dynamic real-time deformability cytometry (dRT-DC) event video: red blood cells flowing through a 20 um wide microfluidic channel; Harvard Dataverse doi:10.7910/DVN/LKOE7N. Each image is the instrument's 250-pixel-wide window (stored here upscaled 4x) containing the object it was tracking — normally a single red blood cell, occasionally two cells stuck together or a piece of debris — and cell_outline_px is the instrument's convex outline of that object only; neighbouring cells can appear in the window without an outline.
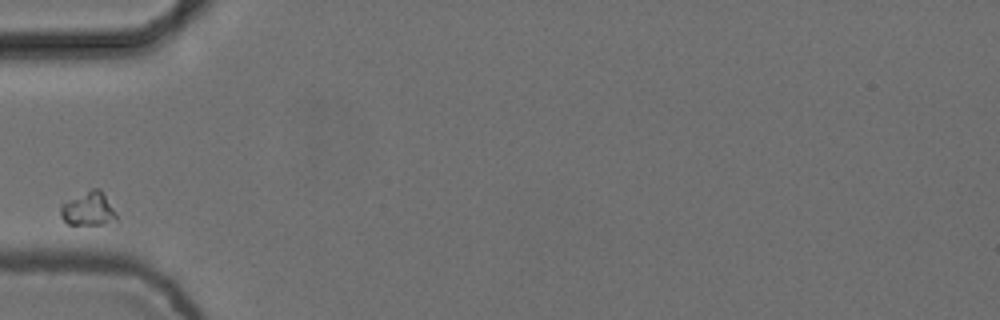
{"species": "common noctule bat (a hibernating species)", "species_latin": "Nyctalus noctula", "temperature_condition": "cold", "stored_images_in_passage": 6, "camera_frame_rate_fps": 3000, "um_per_image_px": 0.085, "animal": {"sex": "female", "body_mass_g": 24.6, "forearm_length_mm": 56.2}, "frame": {"image": 1, "passage_image": 1, "time_ms": 0.0, "image_size_px": [1000, 320], "cell_outline_px": [[116, 220], [104, 224], [68, 224], [60, 216], [60, 204], [92, 188], [100, 188], [116, 212]], "centroid_in_image_um": [7.5, 17.75], "position_along_channel_um": 77.5, "area_um2": 10.92}}
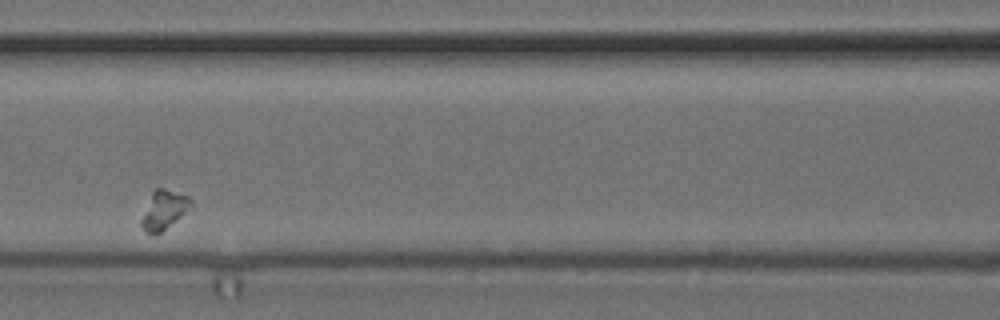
{"frame": {"image": 2, "passage_image": 3, "time_ms": 0.667, "image_size_px": [1000, 320], "cell_outline_px": [[192, 204], [160, 232], [148, 232], [140, 224], [140, 220], [152, 192], [156, 188], [164, 188], [188, 196], [192, 200]], "centroid_in_image_um": [13.89, 17.78], "position_along_channel_um": 152.7, "area_um2": 10.46}}
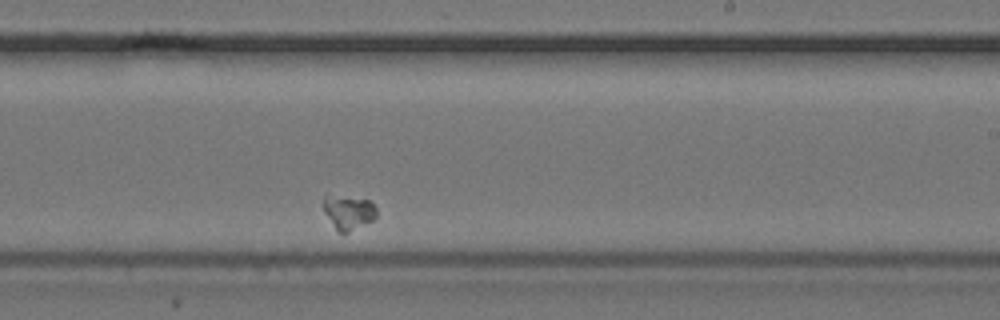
{"frame": {"image": 3, "passage_image": 6, "time_ms": 1.667, "image_size_px": [1000, 320], "cell_outline_px": [[376, 216], [372, 220], [348, 232], [336, 232], [324, 212], [324, 196], [368, 200], [376, 208]], "centroid_in_image_um": [29.6, 18.09], "position_along_channel_um": 259.4, "area_um2": 10.12}}